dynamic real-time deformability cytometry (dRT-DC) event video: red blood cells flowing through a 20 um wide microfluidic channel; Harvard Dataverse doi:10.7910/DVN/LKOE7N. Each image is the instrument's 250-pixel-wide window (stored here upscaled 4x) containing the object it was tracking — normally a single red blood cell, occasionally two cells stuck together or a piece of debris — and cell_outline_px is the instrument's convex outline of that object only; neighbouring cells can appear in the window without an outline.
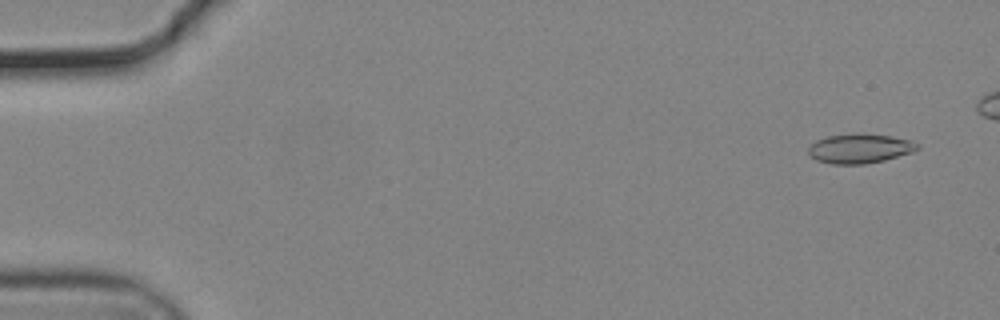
{"species": "common noctule bat (a hibernating species)", "species_latin": "Nyctalus noctula", "temperature_condition": "cold", "stored_images_in_passage": 50, "camera_frame_rate_fps": 3000, "um_per_image_px": 0.085, "animal": {"sex": "male", "body_mass_g": 19.2, "forearm_length_mm": 51.8}, "frame": {"image": 1, "passage_image": 3, "time_ms": 0.667, "image_size_px": [1000, 320], "cell_outline_px": [[920, 148], [912, 152], [884, 160], [864, 164], [832, 164], [816, 160], [808, 152], [808, 148], [816, 140], [828, 136], [892, 136], [912, 140], [920, 144]], "centroid_in_image_um": [73.11, 12.66], "position_along_channel_um": 11.9, "area_um2": 17.98}}
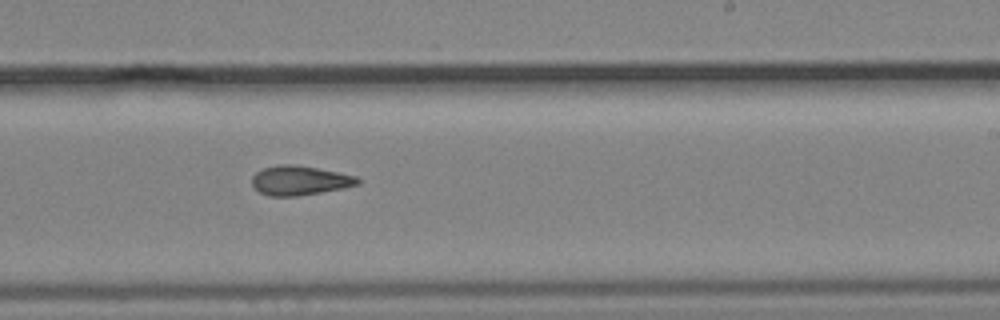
{"frame": {"image": 2, "passage_image": 34, "time_ms": 11.0, "image_size_px": [1000, 320], "cell_outline_px": [[360, 184], [344, 188], [296, 196], [268, 196], [260, 192], [252, 184], [252, 176], [256, 172], [264, 168], [280, 164], [292, 164], [316, 168], [356, 176], [360, 180]], "centroid_in_image_um": [25.46, 15.34], "position_along_channel_um": 263.5, "area_um2": 17.92}}
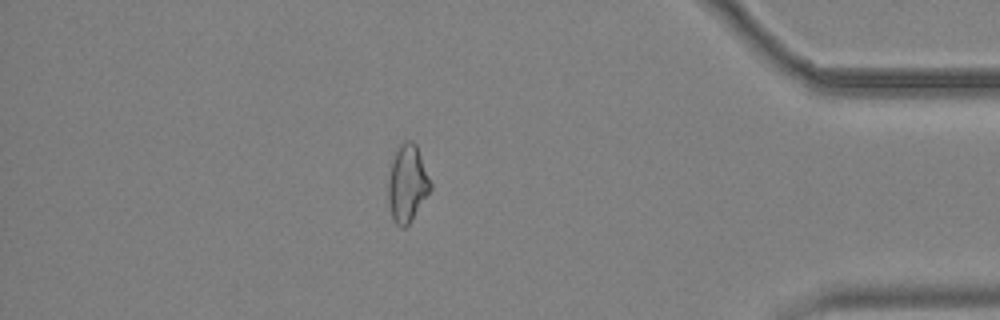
{"frame": {"image": 3, "passage_image": 48, "time_ms": 15.667, "image_size_px": [1000, 320], "cell_outline_px": [[432, 188], [408, 224], [404, 228], [400, 228], [392, 220], [388, 200], [388, 180], [392, 160], [400, 144], [404, 140], [412, 140], [416, 144], [432, 184]], "centroid_in_image_um": [34.61, 15.6], "position_along_channel_um": 400.6, "area_um2": 18.9}, "authors_computed_cell_mechanics": {"area_um2": 18.2648, "velocity_mm_per_s": 3.7238, "shape_relaxation_time_tau1_ms": 8.3508, "shape_relaxation_time_tau2_ms": 5.8316, "deformation_change_tau1": 0.1713, "deformation_change_tau2": 0.1477}}